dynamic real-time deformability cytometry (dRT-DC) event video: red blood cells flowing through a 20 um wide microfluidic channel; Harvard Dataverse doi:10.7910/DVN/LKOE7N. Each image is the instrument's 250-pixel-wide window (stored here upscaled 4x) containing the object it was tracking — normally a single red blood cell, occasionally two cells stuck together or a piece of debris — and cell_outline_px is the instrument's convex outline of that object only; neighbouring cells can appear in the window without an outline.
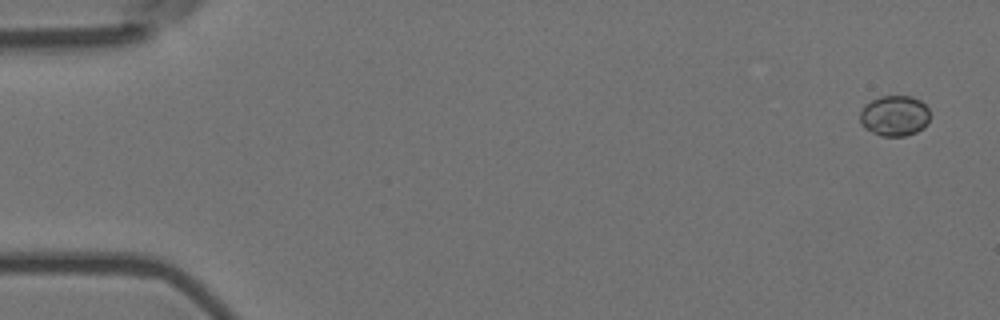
{"species": "Egyptian fruit bat (a non-hibernating species)", "species_latin": "Rousettus aegyptiacus", "temperature_condition": "room temperature", "stored_images_in_passage": 6, "camera_frame_rate_fps": 3000, "um_per_image_px": 0.085, "animal": {"sex": "female"}, "frame": {"image": 1, "passage_image": 1, "time_ms": 0.0, "image_size_px": [1000, 320], "cell_outline_px": [[928, 124], [924, 128], [916, 132], [904, 136], [880, 136], [864, 128], [860, 124], [860, 112], [864, 104], [880, 96], [912, 96], [920, 100], [928, 108]], "centroid_in_image_um": [76.01, 9.84], "position_along_channel_um": 9.0, "area_um2": 16.7}}
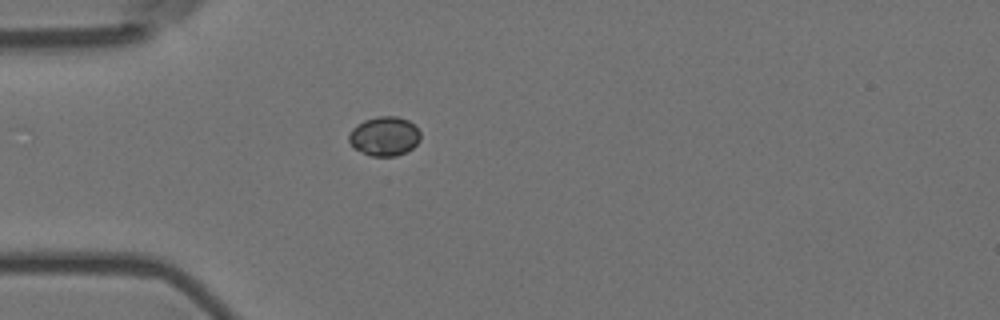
{"frame": {"image": 2, "passage_image": 5, "time_ms": 1.333, "image_size_px": [1000, 320], "cell_outline_px": [[420, 140], [412, 148], [396, 156], [372, 156], [352, 148], [348, 140], [348, 136], [352, 128], [356, 124], [364, 120], [376, 116], [396, 116], [408, 120], [420, 132]], "centroid_in_image_um": [32.63, 11.57], "position_along_channel_um": 52.4, "area_um2": 16.42}}